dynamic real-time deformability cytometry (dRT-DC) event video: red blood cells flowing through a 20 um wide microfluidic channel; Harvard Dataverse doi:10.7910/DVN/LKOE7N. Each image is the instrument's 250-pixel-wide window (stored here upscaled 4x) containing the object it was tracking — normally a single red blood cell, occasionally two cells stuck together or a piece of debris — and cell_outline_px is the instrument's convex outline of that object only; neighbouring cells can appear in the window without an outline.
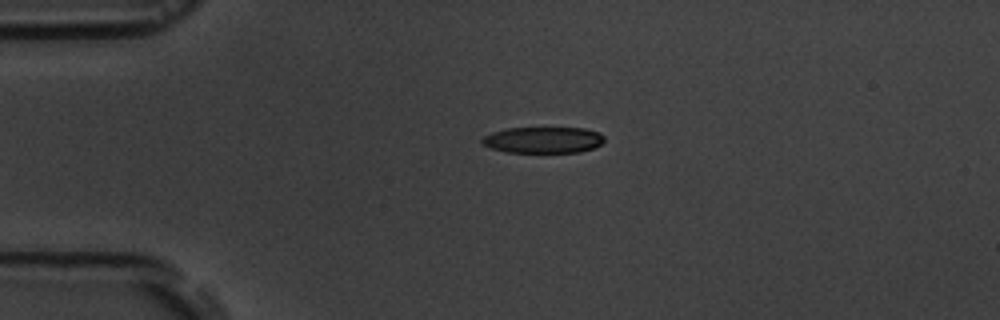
{"species": "common noctule bat (a hibernating species)", "species_latin": "Nyctalus noctula", "temperature_condition": "room temperature", "stored_images_in_passage": 5, "camera_frame_rate_fps": 3000, "um_per_image_px": 0.085, "animal": {"sex": "male", "body_mass_g": 19.5, "forearm_length_mm": 54.6}, "frame": {"image": 1, "passage_image": 5, "time_ms": 4.333, "image_size_px": [1000, 320], "cell_outline_px": [[604, 140], [600, 144], [592, 148], [580, 152], [508, 152], [492, 148], [484, 144], [480, 140], [484, 136], [492, 132], [508, 128], [584, 128], [600, 132], [604, 136]], "centroid_in_image_um": [46.19, 11.89], "position_along_channel_um": 38.8, "area_um2": 18.55}}